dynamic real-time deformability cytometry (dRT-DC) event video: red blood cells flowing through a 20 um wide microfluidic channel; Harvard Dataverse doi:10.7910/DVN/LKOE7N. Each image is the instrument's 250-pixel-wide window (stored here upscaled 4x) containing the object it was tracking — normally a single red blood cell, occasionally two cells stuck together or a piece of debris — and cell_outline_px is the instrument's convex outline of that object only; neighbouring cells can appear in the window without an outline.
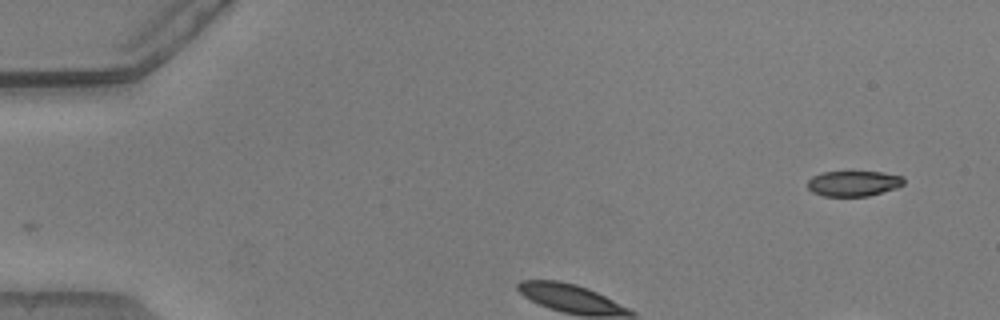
{"species": "common noctule bat (a hibernating species)", "species_latin": "Nyctalus noctula", "temperature_condition": "warm", "stored_images_in_passage": 10, "camera_frame_rate_fps": 3000, "um_per_image_px": 0.085, "animal": {"sex": "male", "body_mass_g": 20.5, "forearm_length_mm": 52.5}, "frame": {"image": 1, "passage_image": 1, "time_ms": 0.0, "image_size_px": [1000, 320], "cell_outline_px": [[904, 184], [896, 188], [868, 196], [824, 196], [812, 192], [808, 188], [808, 180], [812, 176], [824, 172], [880, 172], [904, 176]], "centroid_in_image_um": [72.55, 15.59], "position_along_channel_um": 12.4, "area_um2": 14.22}}